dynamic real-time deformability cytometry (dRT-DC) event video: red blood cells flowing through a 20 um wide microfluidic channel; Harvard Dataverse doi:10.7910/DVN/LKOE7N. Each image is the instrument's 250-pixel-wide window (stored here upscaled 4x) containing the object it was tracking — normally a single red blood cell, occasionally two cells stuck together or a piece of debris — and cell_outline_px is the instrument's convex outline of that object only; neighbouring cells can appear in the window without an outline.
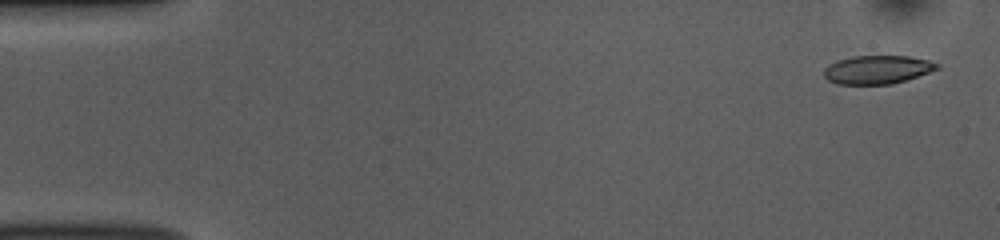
{"species": "common noctule bat (a hibernating species)", "species_latin": "Nyctalus noctula", "temperature_condition": "room temperature", "stored_images_in_passage": 51, "camera_frame_rate_fps": 3000, "um_per_image_px": 0.085, "animal": {"sex": "female", "body_mass_g": 10.0, "forearm_length_mm": 53.1}, "frame": {"image": 1, "passage_image": 2, "time_ms": 0.333, "image_size_px": [1000, 240], "cell_outline_px": [[940, 68], [892, 84], [836, 84], [828, 80], [824, 76], [824, 68], [828, 64], [852, 56], [908, 56], [928, 60], [940, 64]], "centroid_in_image_um": [74.55, 5.92], "position_along_channel_um": 10.4, "area_um2": 18.61}}
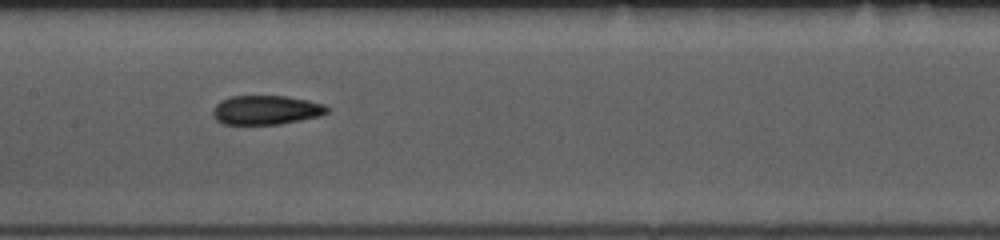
{"frame": {"image": 2, "passage_image": 25, "time_ms": 8.0, "image_size_px": [1000, 240], "cell_outline_px": [[328, 112], [320, 116], [280, 124], [224, 124], [216, 120], [212, 116], [212, 108], [220, 100], [232, 96], [288, 96], [308, 100], [324, 104], [328, 108]], "centroid_in_image_um": [22.59, 9.34], "position_along_channel_um": 184.8, "area_um2": 19.54}}
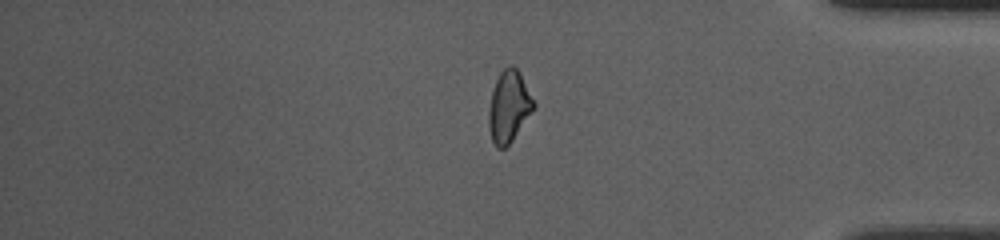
{"frame": {"image": 3, "passage_image": 43, "time_ms": 14.0, "image_size_px": [1000, 240], "cell_outline_px": [[536, 108], [512, 140], [504, 148], [496, 148], [492, 140], [488, 128], [488, 112], [492, 88], [500, 72], [508, 64], [512, 64], [520, 72], [536, 104]], "centroid_in_image_um": [43.26, 9.04], "position_along_channel_um": 391.9, "area_um2": 19.02}, "authors_computed_cell_mechanics": {"area_um2": 19.2474, "velocity_mm_per_s": 3.8537, "shape_relaxation_time_tau1_ms": 4.7495, "shape_relaxation_time_tau2_ms": 2.6397, "deformation_change_tau1": 0.1477, "deformation_change_tau2": 0.1013}}